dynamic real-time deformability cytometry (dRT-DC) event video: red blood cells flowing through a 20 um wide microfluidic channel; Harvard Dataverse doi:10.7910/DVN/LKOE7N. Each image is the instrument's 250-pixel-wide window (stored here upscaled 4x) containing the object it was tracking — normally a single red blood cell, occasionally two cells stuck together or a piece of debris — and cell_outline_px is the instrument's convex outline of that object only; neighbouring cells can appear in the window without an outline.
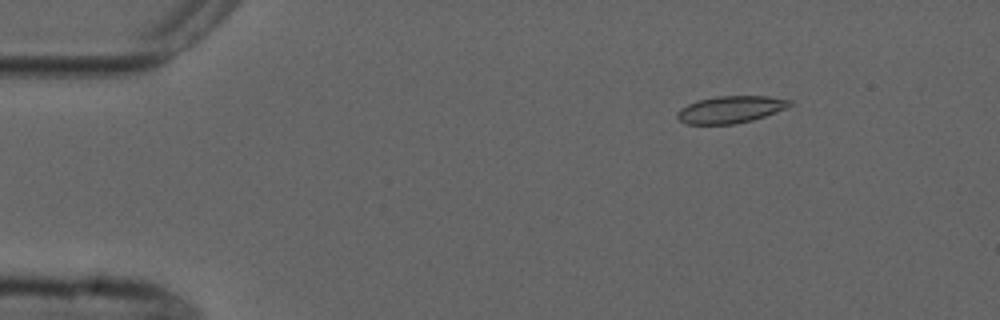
{"species": "common noctule bat (a hibernating species)", "species_latin": "Nyctalus noctula", "temperature_condition": "cold", "stored_images_in_passage": 5, "camera_frame_rate_fps": 3000, "um_per_image_px": 0.085, "animal": {"sex": "male", "forearm_length_mm": 52.5}, "frame": {"image": 1, "passage_image": 3, "time_ms": 2.333, "image_size_px": [1000, 320], "cell_outline_px": [[792, 104], [788, 108], [752, 120], [732, 124], [684, 124], [676, 116], [676, 112], [680, 108], [696, 100], [716, 96], [768, 96], [792, 100]], "centroid_in_image_um": [62.08, 9.3], "position_along_channel_um": 22.9, "area_um2": 17.86}}